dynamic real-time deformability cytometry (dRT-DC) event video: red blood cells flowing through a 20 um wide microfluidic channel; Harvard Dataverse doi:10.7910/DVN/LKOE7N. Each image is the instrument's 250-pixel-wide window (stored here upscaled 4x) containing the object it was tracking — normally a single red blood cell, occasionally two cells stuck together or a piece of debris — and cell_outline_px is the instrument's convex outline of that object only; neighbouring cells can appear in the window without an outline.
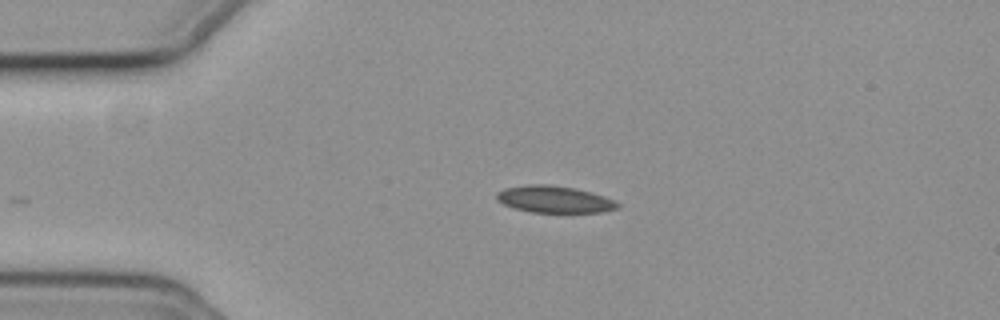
{"species": "common noctule bat (a hibernating species)", "species_latin": "Nyctalus noctula", "temperature_condition": "cold", "stored_images_in_passage": 31, "camera_frame_rate_fps": 3000, "um_per_image_px": 0.085, "animal": {"sex": "female", "body_mass_g": 19.3, "forearm_length_mm": 54.1}, "frame": {"image": 1, "passage_image": 1, "time_ms": 0.0, "image_size_px": [1000, 320], "cell_outline_px": [[620, 204], [616, 208], [600, 212], [532, 212], [516, 208], [504, 204], [496, 200], [496, 192], [504, 188], [524, 184], [548, 184], [576, 188], [604, 196]], "centroid_in_image_um": [47.06, 16.92], "position_along_channel_um": 37.9, "area_um2": 18.84}}
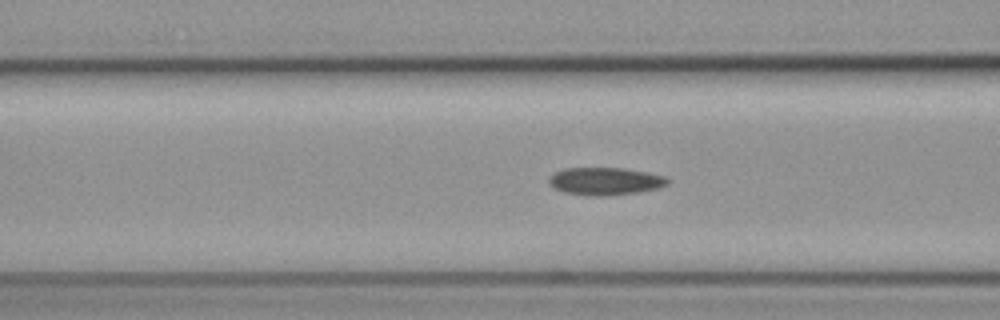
{"frame": {"image": 2, "passage_image": 10, "time_ms": 3.0, "image_size_px": [1000, 320], "cell_outline_px": [[668, 184], [656, 188], [636, 192], [604, 196], [588, 196], [564, 192], [548, 184], [548, 180], [556, 172], [564, 168], [624, 168], [648, 172], [664, 176], [668, 180]], "centroid_in_image_um": [51.42, 15.4], "position_along_channel_um": 115.2, "area_um2": 18.9}}
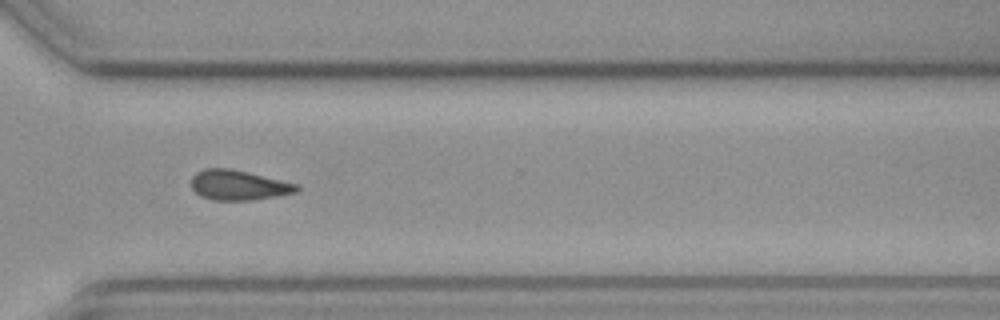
{"frame": {"image": 3, "passage_image": 29, "time_ms": 9.333, "image_size_px": [1000, 320], "cell_outline_px": [[300, 188], [296, 192], [276, 196], [252, 200], [212, 200], [200, 196], [192, 188], [192, 176], [196, 172], [204, 168], [228, 168], [248, 172], [296, 184]], "centroid_in_image_um": [20.23, 15.74], "position_along_channel_um": 350.4, "area_um2": 18.26}, "authors_computed_cell_mechanics": {"area_um2": 18.9006, "velocity_mm_per_s": 3.7146, "shape_relaxation_time_tau1_ms": 10.1258, "shape_relaxation_time_tau2_ms": null, "deformation_change_tau1": 0.1706, "deformation_change_tau2": null}}